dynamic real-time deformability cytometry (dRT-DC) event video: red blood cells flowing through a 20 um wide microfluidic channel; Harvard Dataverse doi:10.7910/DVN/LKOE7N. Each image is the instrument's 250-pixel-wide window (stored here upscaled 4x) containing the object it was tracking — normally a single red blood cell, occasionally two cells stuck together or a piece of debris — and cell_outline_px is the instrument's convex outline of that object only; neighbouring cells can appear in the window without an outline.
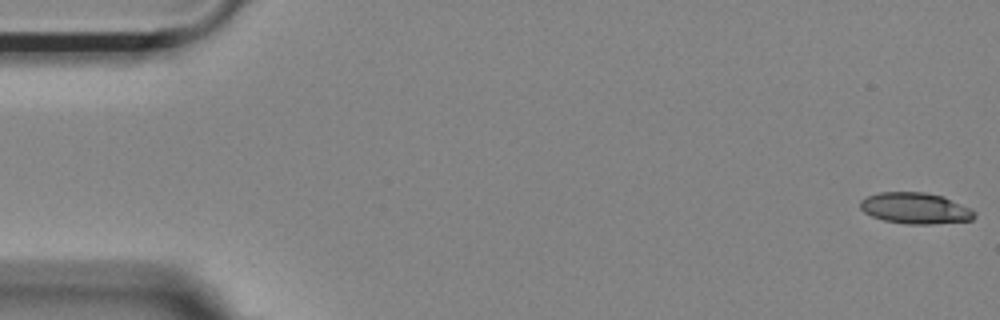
{"species": "Egyptian fruit bat (a non-hibernating species)", "species_latin": "Rousettus aegyptiacus", "temperature_condition": "room temperature", "stored_images_in_passage": 54, "camera_frame_rate_fps": 3000, "um_per_image_px": 0.085, "animal": {"sex": "female"}, "frame": {"image": 1, "passage_image": 1, "time_ms": 0.0, "image_size_px": [1000, 320], "cell_outline_px": [[976, 216], [972, 220], [932, 224], [908, 224], [884, 220], [872, 216], [864, 212], [860, 208], [860, 200], [868, 196], [880, 192], [924, 192], [944, 196], [972, 208], [976, 212]], "centroid_in_image_um": [77.84, 17.69], "position_along_channel_um": 7.2, "area_um2": 20.87}}
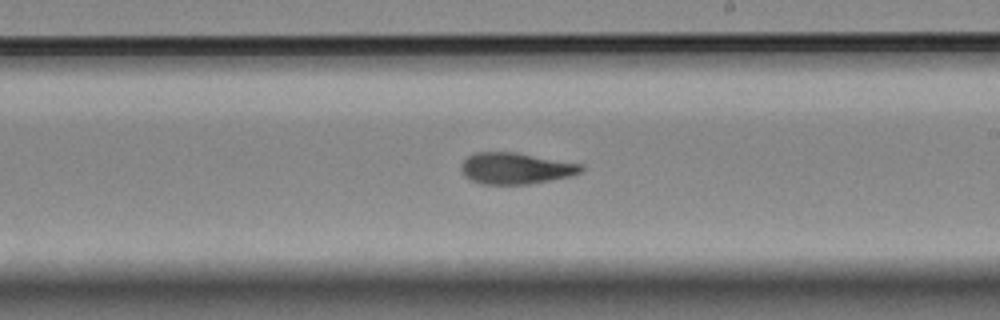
{"frame": {"image": 2, "passage_image": 31, "time_ms": 10.0, "image_size_px": [1000, 320], "cell_outline_px": [[584, 168], [580, 172], [568, 176], [528, 184], [480, 184], [464, 176], [460, 168], [464, 160], [468, 156], [476, 152], [516, 152], [584, 164]], "centroid_in_image_um": [43.82, 14.3], "position_along_channel_um": 245.2, "area_um2": 21.85}}
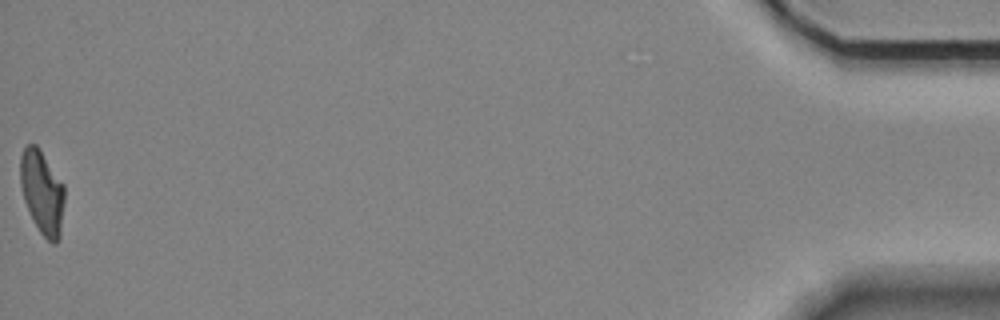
{"frame": {"image": 3, "passage_image": 54, "time_ms": 17.667, "image_size_px": [1000, 320], "cell_outline_px": [[64, 200], [60, 236], [56, 244], [52, 244], [40, 232], [24, 200], [20, 184], [20, 156], [24, 148], [28, 144], [36, 144], [40, 148], [64, 184]], "centroid_in_image_um": [3.59, 16.3], "position_along_channel_um": 431.6, "area_um2": 21.5}, "authors_computed_cell_mechanics": {"area_um2": 21.8195, "velocity_mm_per_s": 3.7042, "shape_relaxation_time_tau1_ms": null, "shape_relaxation_time_tau2_ms": 3.5853, "deformation_change_tau1": null, "deformation_change_tau2": 0.1125}}